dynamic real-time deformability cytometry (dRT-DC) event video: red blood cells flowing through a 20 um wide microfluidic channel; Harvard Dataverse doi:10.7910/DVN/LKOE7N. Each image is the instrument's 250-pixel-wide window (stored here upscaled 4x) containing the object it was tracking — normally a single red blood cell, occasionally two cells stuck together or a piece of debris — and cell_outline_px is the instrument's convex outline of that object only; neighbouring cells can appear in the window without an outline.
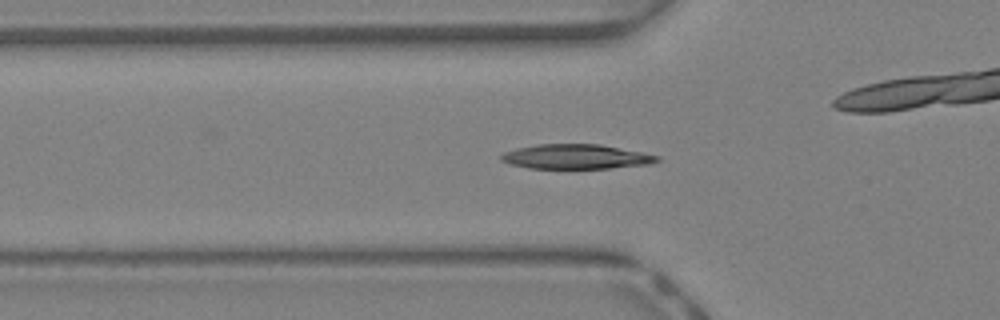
{"species": "Egyptian fruit bat (a non-hibernating species)", "species_latin": "Rousettus aegyptiacus", "temperature_condition": "warm", "stored_images_in_passage": 45, "camera_frame_rate_fps": 3000, "um_per_image_px": 0.085, "animal": {"sex": "female"}, "frame": {"image": 1, "passage_image": 15, "time_ms": 4.667, "image_size_px": [1000, 320], "cell_outline_px": [[660, 160], [652, 164], [608, 168], [528, 168], [508, 164], [500, 160], [500, 156], [504, 152], [516, 148], [536, 144], [600, 144], [660, 156]], "centroid_in_image_um": [48.93, 13.31], "position_along_channel_um": 76.9, "area_um2": 22.43}}
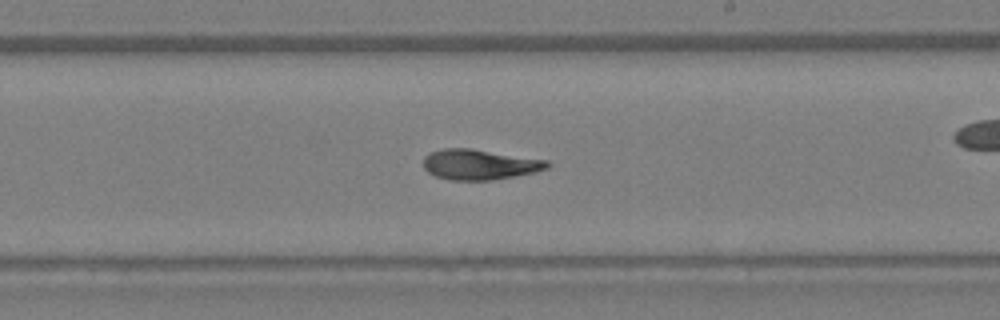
{"frame": {"image": 2, "passage_image": 26, "time_ms": 8.333, "image_size_px": [1000, 320], "cell_outline_px": [[552, 164], [548, 168], [536, 172], [492, 180], [452, 180], [436, 176], [428, 172], [424, 168], [424, 156], [432, 152], [444, 148], [468, 148], [548, 160]], "centroid_in_image_um": [40.79, 13.98], "position_along_channel_um": 248.2, "area_um2": 21.79}}
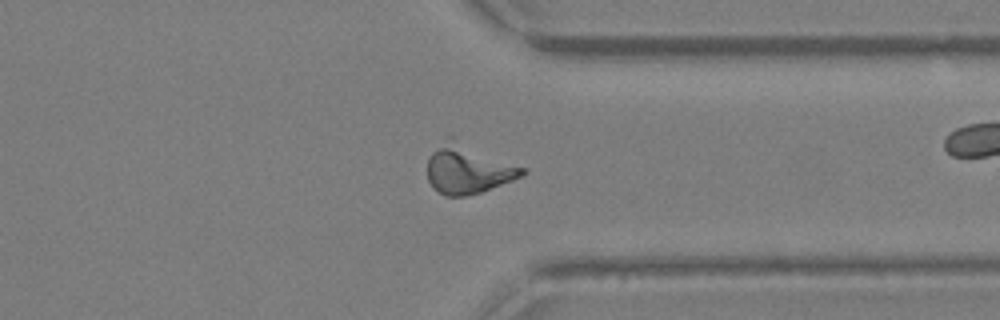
{"frame": {"image": 3, "passage_image": 34, "time_ms": 11.0, "image_size_px": [1000, 320], "cell_outline_px": [[528, 172], [524, 176], [480, 192], [464, 196], [444, 196], [428, 180], [428, 156], [448, 136], [452, 136], [524, 168]], "centroid_in_image_um": [39.79, 14.35], "position_along_channel_um": 371.6, "area_um2": 26.99}, "authors_computed_cell_mechanics": {"area_um2": 21.8484, "velocity_mm_per_s": 4.6683, "shape_relaxation_time_tau1_ms": 7.6311, "shape_relaxation_time_tau2_ms": null, "deformation_change_tau1": 0.251, "deformation_change_tau2": null}}